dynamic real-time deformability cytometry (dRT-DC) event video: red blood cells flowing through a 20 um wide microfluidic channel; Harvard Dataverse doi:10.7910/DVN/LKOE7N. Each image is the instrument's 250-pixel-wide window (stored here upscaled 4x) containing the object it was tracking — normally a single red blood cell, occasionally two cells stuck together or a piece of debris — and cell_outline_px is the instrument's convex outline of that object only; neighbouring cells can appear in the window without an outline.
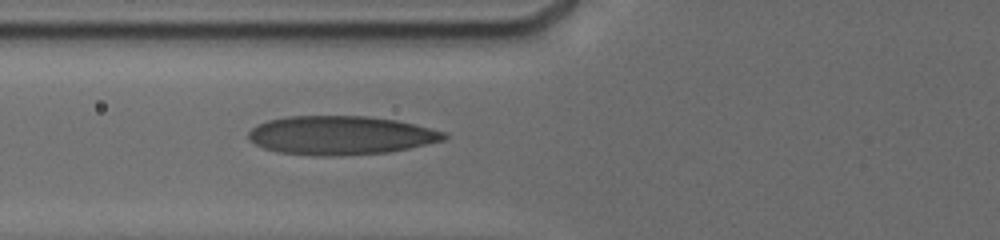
{"species": "human", "species_latin": "Homo sapiens", "temperature_condition": "cold", "stored_images_in_passage": 15, "camera_frame_rate_fps": 3000, "um_per_image_px": 0.085, "donor": {"sex": "male"}, "frame": {"image": 1, "passage_image": 15, "time_ms": 7.333, "image_size_px": [1000, 240], "cell_outline_px": [[448, 136], [444, 140], [408, 148], [388, 152], [332, 156], [320, 156], [276, 152], [264, 148], [248, 140], [248, 132], [256, 124], [268, 120], [288, 116], [368, 116], [396, 120], [444, 132]], "centroid_in_image_um": [28.89, 11.5], "position_along_channel_um": 96.9, "area_um2": 44.04}}